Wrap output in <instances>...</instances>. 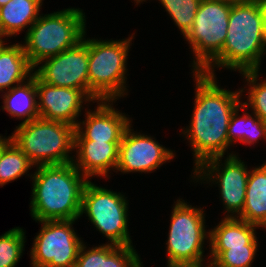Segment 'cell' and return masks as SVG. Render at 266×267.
Here are the masks:
<instances>
[{
  "mask_svg": "<svg viewBox=\"0 0 266 267\" xmlns=\"http://www.w3.org/2000/svg\"><path fill=\"white\" fill-rule=\"evenodd\" d=\"M126 128L119 144L116 170L128 172H152L174 158L173 151L160 145L151 136L131 132Z\"/></svg>",
  "mask_w": 266,
  "mask_h": 267,
  "instance_id": "13",
  "label": "cell"
},
{
  "mask_svg": "<svg viewBox=\"0 0 266 267\" xmlns=\"http://www.w3.org/2000/svg\"><path fill=\"white\" fill-rule=\"evenodd\" d=\"M168 267H192V265H185V264H168Z\"/></svg>",
  "mask_w": 266,
  "mask_h": 267,
  "instance_id": "31",
  "label": "cell"
},
{
  "mask_svg": "<svg viewBox=\"0 0 266 267\" xmlns=\"http://www.w3.org/2000/svg\"><path fill=\"white\" fill-rule=\"evenodd\" d=\"M2 36L0 35V48H1V46L4 44V41L2 40Z\"/></svg>",
  "mask_w": 266,
  "mask_h": 267,
  "instance_id": "35",
  "label": "cell"
},
{
  "mask_svg": "<svg viewBox=\"0 0 266 267\" xmlns=\"http://www.w3.org/2000/svg\"><path fill=\"white\" fill-rule=\"evenodd\" d=\"M34 164L9 139L0 149V186L23 176Z\"/></svg>",
  "mask_w": 266,
  "mask_h": 267,
  "instance_id": "24",
  "label": "cell"
},
{
  "mask_svg": "<svg viewBox=\"0 0 266 267\" xmlns=\"http://www.w3.org/2000/svg\"><path fill=\"white\" fill-rule=\"evenodd\" d=\"M132 36L124 40L87 39L89 49V97L94 101H114L126 95V60Z\"/></svg>",
  "mask_w": 266,
  "mask_h": 267,
  "instance_id": "6",
  "label": "cell"
},
{
  "mask_svg": "<svg viewBox=\"0 0 266 267\" xmlns=\"http://www.w3.org/2000/svg\"><path fill=\"white\" fill-rule=\"evenodd\" d=\"M125 196L96 186L90 180L86 183L81 205V215L85 213L100 233L110 240V244L130 246L128 231V201Z\"/></svg>",
  "mask_w": 266,
  "mask_h": 267,
  "instance_id": "7",
  "label": "cell"
},
{
  "mask_svg": "<svg viewBox=\"0 0 266 267\" xmlns=\"http://www.w3.org/2000/svg\"><path fill=\"white\" fill-rule=\"evenodd\" d=\"M84 243L78 252L74 267H141L142 262L133 245L118 246L103 244L85 249ZM86 250V251H85Z\"/></svg>",
  "mask_w": 266,
  "mask_h": 267,
  "instance_id": "18",
  "label": "cell"
},
{
  "mask_svg": "<svg viewBox=\"0 0 266 267\" xmlns=\"http://www.w3.org/2000/svg\"><path fill=\"white\" fill-rule=\"evenodd\" d=\"M136 2V4L140 3V2H143L145 0H134Z\"/></svg>",
  "mask_w": 266,
  "mask_h": 267,
  "instance_id": "36",
  "label": "cell"
},
{
  "mask_svg": "<svg viewBox=\"0 0 266 267\" xmlns=\"http://www.w3.org/2000/svg\"><path fill=\"white\" fill-rule=\"evenodd\" d=\"M80 9L68 8L51 14L40 15L27 30L24 52L35 69L49 57L76 46L85 35L86 18Z\"/></svg>",
  "mask_w": 266,
  "mask_h": 267,
  "instance_id": "4",
  "label": "cell"
},
{
  "mask_svg": "<svg viewBox=\"0 0 266 267\" xmlns=\"http://www.w3.org/2000/svg\"><path fill=\"white\" fill-rule=\"evenodd\" d=\"M263 13V42L266 47V0H258Z\"/></svg>",
  "mask_w": 266,
  "mask_h": 267,
  "instance_id": "29",
  "label": "cell"
},
{
  "mask_svg": "<svg viewBox=\"0 0 266 267\" xmlns=\"http://www.w3.org/2000/svg\"><path fill=\"white\" fill-rule=\"evenodd\" d=\"M239 108L245 110L246 107L241 104L231 115L227 130L229 146L236 140L251 145L261 137L266 139V123L256 114L253 117L244 112V116H237Z\"/></svg>",
  "mask_w": 266,
  "mask_h": 267,
  "instance_id": "23",
  "label": "cell"
},
{
  "mask_svg": "<svg viewBox=\"0 0 266 267\" xmlns=\"http://www.w3.org/2000/svg\"><path fill=\"white\" fill-rule=\"evenodd\" d=\"M258 245L229 247L222 251L212 263L216 267H251Z\"/></svg>",
  "mask_w": 266,
  "mask_h": 267,
  "instance_id": "28",
  "label": "cell"
},
{
  "mask_svg": "<svg viewBox=\"0 0 266 267\" xmlns=\"http://www.w3.org/2000/svg\"><path fill=\"white\" fill-rule=\"evenodd\" d=\"M203 210L177 200L173 207L168 234V264H202L204 239L209 238L205 230ZM207 233V234H206Z\"/></svg>",
  "mask_w": 266,
  "mask_h": 267,
  "instance_id": "8",
  "label": "cell"
},
{
  "mask_svg": "<svg viewBox=\"0 0 266 267\" xmlns=\"http://www.w3.org/2000/svg\"><path fill=\"white\" fill-rule=\"evenodd\" d=\"M258 73L259 70L241 72V74L246 78V81L248 82L247 84H250L248 92L249 96L247 99L249 102H244L242 104L247 107L246 109L250 106L253 110L252 113L256 114L266 123V80L262 83H258Z\"/></svg>",
  "mask_w": 266,
  "mask_h": 267,
  "instance_id": "27",
  "label": "cell"
},
{
  "mask_svg": "<svg viewBox=\"0 0 266 267\" xmlns=\"http://www.w3.org/2000/svg\"><path fill=\"white\" fill-rule=\"evenodd\" d=\"M33 174L31 216L37 221L77 220L81 216L82 195L88 178L73 162L40 165Z\"/></svg>",
  "mask_w": 266,
  "mask_h": 267,
  "instance_id": "2",
  "label": "cell"
},
{
  "mask_svg": "<svg viewBox=\"0 0 266 267\" xmlns=\"http://www.w3.org/2000/svg\"><path fill=\"white\" fill-rule=\"evenodd\" d=\"M10 0H0V7L4 6L6 3H8Z\"/></svg>",
  "mask_w": 266,
  "mask_h": 267,
  "instance_id": "34",
  "label": "cell"
},
{
  "mask_svg": "<svg viewBox=\"0 0 266 267\" xmlns=\"http://www.w3.org/2000/svg\"><path fill=\"white\" fill-rule=\"evenodd\" d=\"M259 228L237 217H224V219L209 230L211 262L229 247H243L244 245H258L255 229Z\"/></svg>",
  "mask_w": 266,
  "mask_h": 267,
  "instance_id": "17",
  "label": "cell"
},
{
  "mask_svg": "<svg viewBox=\"0 0 266 267\" xmlns=\"http://www.w3.org/2000/svg\"><path fill=\"white\" fill-rule=\"evenodd\" d=\"M120 142H100L92 140H75L76 160L74 166L87 178L93 176L107 177L109 170L118 164ZM111 168V169H110Z\"/></svg>",
  "mask_w": 266,
  "mask_h": 267,
  "instance_id": "16",
  "label": "cell"
},
{
  "mask_svg": "<svg viewBox=\"0 0 266 267\" xmlns=\"http://www.w3.org/2000/svg\"><path fill=\"white\" fill-rule=\"evenodd\" d=\"M195 103L190 126L183 131L195 155V169L214 157H223L229 147L228 126L232 113L242 104L240 91L219 88L215 76L193 72Z\"/></svg>",
  "mask_w": 266,
  "mask_h": 267,
  "instance_id": "1",
  "label": "cell"
},
{
  "mask_svg": "<svg viewBox=\"0 0 266 267\" xmlns=\"http://www.w3.org/2000/svg\"><path fill=\"white\" fill-rule=\"evenodd\" d=\"M25 83V84H24ZM36 75L33 73L23 84L14 85L3 95V110L12 117L24 118L21 123L30 122L39 116Z\"/></svg>",
  "mask_w": 266,
  "mask_h": 267,
  "instance_id": "22",
  "label": "cell"
},
{
  "mask_svg": "<svg viewBox=\"0 0 266 267\" xmlns=\"http://www.w3.org/2000/svg\"><path fill=\"white\" fill-rule=\"evenodd\" d=\"M76 128L67 123L41 117L20 123L9 138L36 166L73 162Z\"/></svg>",
  "mask_w": 266,
  "mask_h": 267,
  "instance_id": "5",
  "label": "cell"
},
{
  "mask_svg": "<svg viewBox=\"0 0 266 267\" xmlns=\"http://www.w3.org/2000/svg\"><path fill=\"white\" fill-rule=\"evenodd\" d=\"M43 0H10L0 7V35L13 36L38 19Z\"/></svg>",
  "mask_w": 266,
  "mask_h": 267,
  "instance_id": "20",
  "label": "cell"
},
{
  "mask_svg": "<svg viewBox=\"0 0 266 267\" xmlns=\"http://www.w3.org/2000/svg\"><path fill=\"white\" fill-rule=\"evenodd\" d=\"M75 220H44L31 248L32 267H74L82 240ZM72 227V228H71Z\"/></svg>",
  "mask_w": 266,
  "mask_h": 267,
  "instance_id": "10",
  "label": "cell"
},
{
  "mask_svg": "<svg viewBox=\"0 0 266 267\" xmlns=\"http://www.w3.org/2000/svg\"><path fill=\"white\" fill-rule=\"evenodd\" d=\"M38 111L41 118L67 123L76 128V118L83 101H93L84 91L74 88L56 87L41 81L36 76ZM84 99V100H83Z\"/></svg>",
  "mask_w": 266,
  "mask_h": 267,
  "instance_id": "14",
  "label": "cell"
},
{
  "mask_svg": "<svg viewBox=\"0 0 266 267\" xmlns=\"http://www.w3.org/2000/svg\"><path fill=\"white\" fill-rule=\"evenodd\" d=\"M25 234L16 227L0 236V267H15L24 250Z\"/></svg>",
  "mask_w": 266,
  "mask_h": 267,
  "instance_id": "26",
  "label": "cell"
},
{
  "mask_svg": "<svg viewBox=\"0 0 266 267\" xmlns=\"http://www.w3.org/2000/svg\"><path fill=\"white\" fill-rule=\"evenodd\" d=\"M231 6L215 0L201 1L192 28L184 36L195 54L193 72H201L222 51Z\"/></svg>",
  "mask_w": 266,
  "mask_h": 267,
  "instance_id": "9",
  "label": "cell"
},
{
  "mask_svg": "<svg viewBox=\"0 0 266 267\" xmlns=\"http://www.w3.org/2000/svg\"><path fill=\"white\" fill-rule=\"evenodd\" d=\"M237 218L266 228V163L249 172L245 203Z\"/></svg>",
  "mask_w": 266,
  "mask_h": 267,
  "instance_id": "19",
  "label": "cell"
},
{
  "mask_svg": "<svg viewBox=\"0 0 266 267\" xmlns=\"http://www.w3.org/2000/svg\"><path fill=\"white\" fill-rule=\"evenodd\" d=\"M265 50L263 13L258 0L233 5L223 49L201 73L214 76L216 66L239 72L258 71Z\"/></svg>",
  "mask_w": 266,
  "mask_h": 267,
  "instance_id": "3",
  "label": "cell"
},
{
  "mask_svg": "<svg viewBox=\"0 0 266 267\" xmlns=\"http://www.w3.org/2000/svg\"><path fill=\"white\" fill-rule=\"evenodd\" d=\"M215 1H220L229 5H243V4H249L254 0H215Z\"/></svg>",
  "mask_w": 266,
  "mask_h": 267,
  "instance_id": "30",
  "label": "cell"
},
{
  "mask_svg": "<svg viewBox=\"0 0 266 267\" xmlns=\"http://www.w3.org/2000/svg\"><path fill=\"white\" fill-rule=\"evenodd\" d=\"M183 36L192 28L202 0H159Z\"/></svg>",
  "mask_w": 266,
  "mask_h": 267,
  "instance_id": "25",
  "label": "cell"
},
{
  "mask_svg": "<svg viewBox=\"0 0 266 267\" xmlns=\"http://www.w3.org/2000/svg\"><path fill=\"white\" fill-rule=\"evenodd\" d=\"M10 138H3L1 135H0V149L2 148V146L9 140Z\"/></svg>",
  "mask_w": 266,
  "mask_h": 267,
  "instance_id": "32",
  "label": "cell"
},
{
  "mask_svg": "<svg viewBox=\"0 0 266 267\" xmlns=\"http://www.w3.org/2000/svg\"><path fill=\"white\" fill-rule=\"evenodd\" d=\"M108 102L113 101L100 100L96 111H87L86 120L76 126L75 140L121 142L124 131L130 125L131 120L125 114L115 110L111 106L112 103ZM81 125L85 126L81 127Z\"/></svg>",
  "mask_w": 266,
  "mask_h": 267,
  "instance_id": "15",
  "label": "cell"
},
{
  "mask_svg": "<svg viewBox=\"0 0 266 267\" xmlns=\"http://www.w3.org/2000/svg\"><path fill=\"white\" fill-rule=\"evenodd\" d=\"M42 62H45L44 64ZM34 74L43 82L84 91L89 96V49L83 37L76 46L42 60Z\"/></svg>",
  "mask_w": 266,
  "mask_h": 267,
  "instance_id": "12",
  "label": "cell"
},
{
  "mask_svg": "<svg viewBox=\"0 0 266 267\" xmlns=\"http://www.w3.org/2000/svg\"><path fill=\"white\" fill-rule=\"evenodd\" d=\"M22 44L16 43L0 48V91L10 90L13 84L19 85L33 74Z\"/></svg>",
  "mask_w": 266,
  "mask_h": 267,
  "instance_id": "21",
  "label": "cell"
},
{
  "mask_svg": "<svg viewBox=\"0 0 266 267\" xmlns=\"http://www.w3.org/2000/svg\"><path fill=\"white\" fill-rule=\"evenodd\" d=\"M192 267H204L203 264H199V265H192ZM206 267H216L212 262H210V264Z\"/></svg>",
  "mask_w": 266,
  "mask_h": 267,
  "instance_id": "33",
  "label": "cell"
},
{
  "mask_svg": "<svg viewBox=\"0 0 266 267\" xmlns=\"http://www.w3.org/2000/svg\"><path fill=\"white\" fill-rule=\"evenodd\" d=\"M222 157H214L203 162L197 169H194L193 174L199 180L216 182L220 188L221 198L225 203L227 213L226 217H237L240 215L245 203L246 188L249 177L247 166L239 157L230 154L225 159L224 165L221 168L220 163ZM214 176V177H213ZM235 214V215H234Z\"/></svg>",
  "mask_w": 266,
  "mask_h": 267,
  "instance_id": "11",
  "label": "cell"
}]
</instances>
